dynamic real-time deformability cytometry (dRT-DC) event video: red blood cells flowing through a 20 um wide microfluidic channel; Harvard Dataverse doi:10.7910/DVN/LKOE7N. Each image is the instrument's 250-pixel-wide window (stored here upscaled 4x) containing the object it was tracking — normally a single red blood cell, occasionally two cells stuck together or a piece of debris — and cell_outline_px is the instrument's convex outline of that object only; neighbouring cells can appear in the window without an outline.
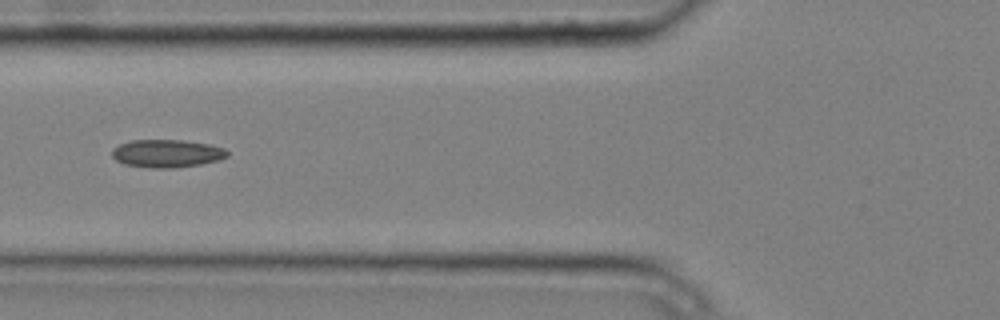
{"species": "common noctule bat (a hibernating species)", "species_latin": "Nyctalus noctula", "temperature_condition": "cold", "stored_images_in_passage": 9, "camera_frame_rate_fps": 3000, "um_per_image_px": 0.085, "animal": {"sex": "male", "body_mass_g": 20.4}, "frame": {"image": 1, "passage_image": 6, "time_ms": 1.667, "image_size_px": [1000, 320], "cell_outline_px": [[228, 156], [220, 160], [200, 164], [176, 168], [152, 168], [124, 164], [116, 160], [112, 156], [112, 148], [120, 144], [132, 140], [184, 140], [208, 144], [224, 148], [228, 152]], "centroid_in_image_um": [14.19, 13.04], "position_along_channel_um": 111.6, "area_um2": 18.79}}
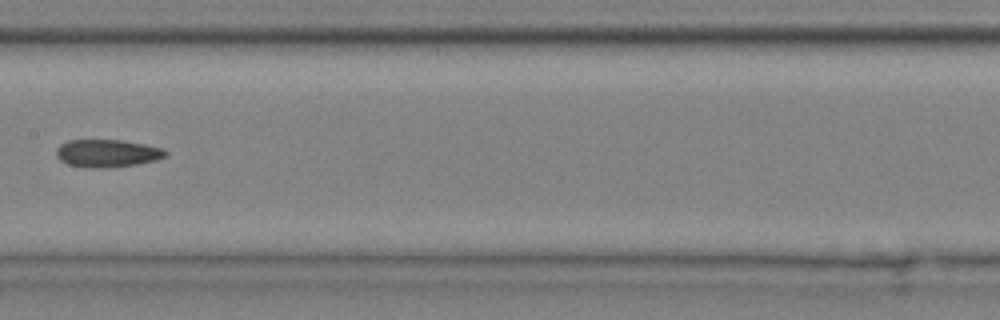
{"frame": {"image": 2, "passage_image": 8, "time_ms": 2.333, "image_size_px": [1000, 320], "cell_outline_px": [[168, 152], [164, 156], [156, 160], [136, 164], [104, 168], [84, 168], [68, 164], [60, 160], [56, 156], [56, 148], [60, 144], [68, 140], [120, 140], [144, 144], [164, 148]], "centroid_in_image_um": [9.08, 13.03], "position_along_channel_um": 198.3, "area_um2": 17.69}}
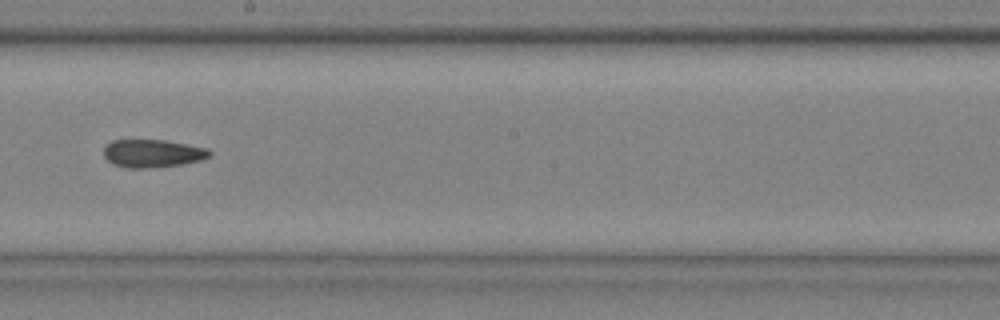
{"frame": {"image": 3, "passage_image": 9, "time_ms": 2.667, "image_size_px": [1000, 320], "cell_outline_px": [[212, 156], [200, 160], [180, 164], [148, 168], [124, 168], [112, 164], [104, 156], [104, 148], [112, 140], [164, 140], [208, 148], [212, 152]], "centroid_in_image_um": [12.97, 13.04], "position_along_channel_um": 235.2, "area_um2": 17.22}}